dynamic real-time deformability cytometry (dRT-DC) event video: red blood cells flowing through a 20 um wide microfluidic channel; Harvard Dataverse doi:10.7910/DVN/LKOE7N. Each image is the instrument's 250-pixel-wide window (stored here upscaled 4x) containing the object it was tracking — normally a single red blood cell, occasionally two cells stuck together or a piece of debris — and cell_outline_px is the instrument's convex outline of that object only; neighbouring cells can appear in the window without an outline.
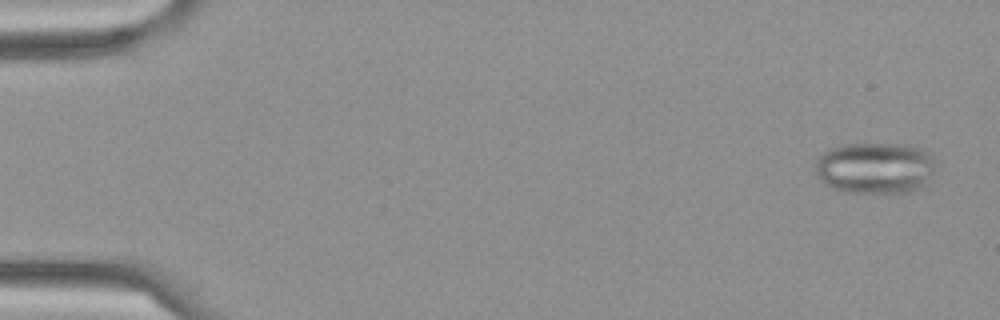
{"species": "Egyptian fruit bat (a non-hibernating species)", "species_latin": "Rousettus aegyptiacus", "temperature_condition": "cold", "stored_images_in_passage": 7, "camera_frame_rate_fps": 3000, "um_per_image_px": 0.085, "frame": {"image": 1, "passage_image": 1, "time_ms": 0.0, "image_size_px": [1000, 320], "cell_outline_px": [[932, 172], [924, 188], [920, 192], [844, 192], [832, 188], [824, 184], [816, 172], [816, 160], [828, 148], [844, 144], [904, 144], [924, 148], [932, 156]], "centroid_in_image_um": [74.39, 14.28], "position_along_channel_um": 10.6, "area_um2": 36.3}}